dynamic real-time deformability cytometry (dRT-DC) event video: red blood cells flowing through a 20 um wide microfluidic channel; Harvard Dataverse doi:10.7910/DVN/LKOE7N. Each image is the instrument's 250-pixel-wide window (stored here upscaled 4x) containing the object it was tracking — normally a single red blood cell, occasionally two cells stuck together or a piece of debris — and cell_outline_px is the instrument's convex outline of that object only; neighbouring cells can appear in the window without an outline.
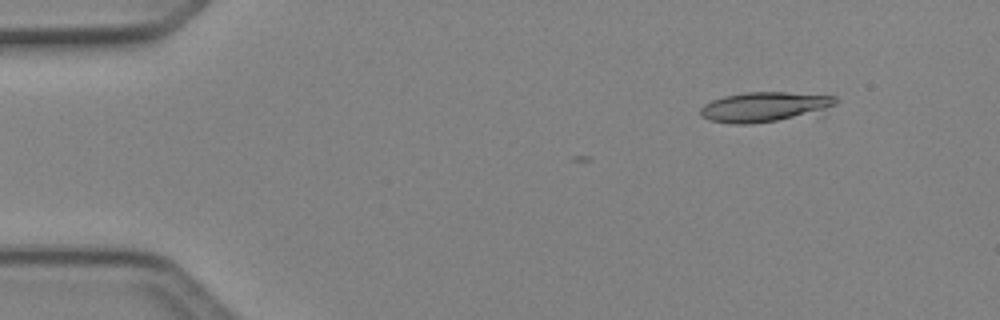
{"species": "Egyptian fruit bat (a non-hibernating species)", "species_latin": "Rousettus aegyptiacus", "temperature_condition": "cold", "stored_images_in_passage": 6, "camera_frame_rate_fps": 3000, "um_per_image_px": 0.085, "animal": {"sex": "female"}, "frame": {"image": 1, "passage_image": 6, "time_ms": 1.667, "image_size_px": [1000, 320], "cell_outline_px": [[840, 100], [828, 116], [748, 124], [732, 124], [708, 120], [700, 112], [700, 108], [704, 104], [712, 100], [724, 96], [744, 92], [788, 92], [836, 96]], "centroid_in_image_um": [65.26, 9.12], "position_along_channel_um": 19.7, "area_um2": 25.2}}